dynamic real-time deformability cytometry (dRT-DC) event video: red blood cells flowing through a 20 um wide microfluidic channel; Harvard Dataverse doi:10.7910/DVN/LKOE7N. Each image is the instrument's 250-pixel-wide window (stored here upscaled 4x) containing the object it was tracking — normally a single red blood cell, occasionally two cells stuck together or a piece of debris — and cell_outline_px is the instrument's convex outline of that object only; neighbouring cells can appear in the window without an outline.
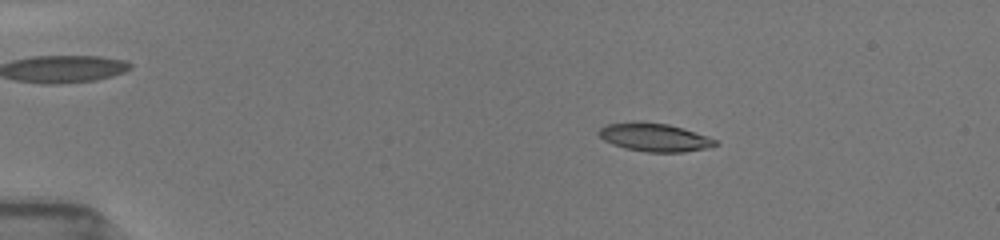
{"species": "common noctule bat (a hibernating species)", "species_latin": "Nyctalus noctula", "temperature_condition": "room temperature", "stored_images_in_passage": 34, "camera_frame_rate_fps": 3000, "um_per_image_px": 0.085, "animal": {"sex": "female", "body_mass_g": 19.5, "forearm_length_mm": 54.1}, "frame": {"image": 1, "passage_image": 3, "time_ms": 0.667, "image_size_px": [1000, 240], "cell_outline_px": [[720, 144], [708, 148], [684, 152], [648, 152], [624, 148], [612, 144], [604, 140], [596, 132], [600, 128], [608, 124], [668, 124], [708, 136], [716, 140]], "centroid_in_image_um": [55.69, 11.72], "position_along_channel_um": 29.3, "area_um2": 18.5}}
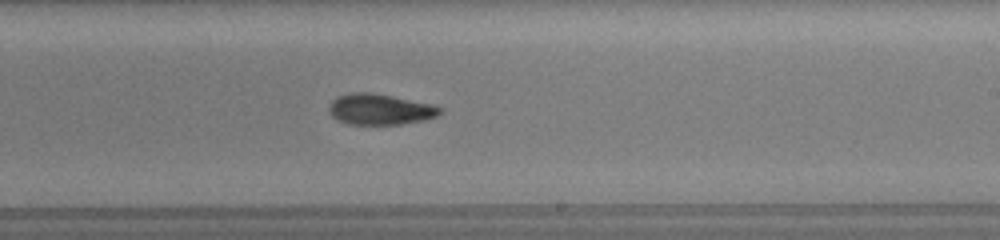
{"frame": {"image": 2, "passage_image": 22, "time_ms": 7.0, "image_size_px": [1000, 240], "cell_outline_px": [[444, 112], [440, 116], [424, 120], [400, 124], [348, 124], [336, 120], [328, 112], [328, 108], [332, 100], [336, 96], [352, 92], [372, 92], [432, 104], [444, 108]], "centroid_in_image_um": [32.32, 9.29], "position_along_channel_um": 256.7, "area_um2": 20.29}}
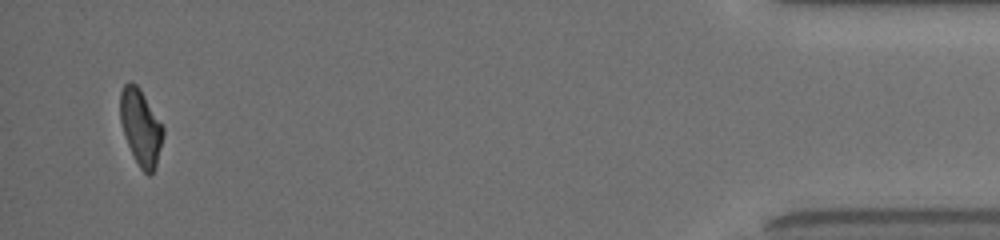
{"frame": {"image": 3, "passage_image": 34, "time_ms": 11.0, "image_size_px": [1000, 240], "cell_outline_px": [[164, 136], [156, 168], [148, 176], [140, 168], [128, 144], [120, 120], [120, 92], [124, 84], [128, 80], [136, 84], [140, 88], [164, 128]], "centroid_in_image_um": [11.97, 10.8], "position_along_channel_um": 423.2, "area_um2": 18.96}, "authors_computed_cell_mechanics": {"area_um2": 19.7098, "velocity_mm_per_s": 3.9994, "shape_relaxation_time_tau1_ms": 3.2104, "shape_relaxation_time_tau2_ms": 4.5564, "deformation_change_tau1": 0.1611, "deformation_change_tau2": 0.1278}}